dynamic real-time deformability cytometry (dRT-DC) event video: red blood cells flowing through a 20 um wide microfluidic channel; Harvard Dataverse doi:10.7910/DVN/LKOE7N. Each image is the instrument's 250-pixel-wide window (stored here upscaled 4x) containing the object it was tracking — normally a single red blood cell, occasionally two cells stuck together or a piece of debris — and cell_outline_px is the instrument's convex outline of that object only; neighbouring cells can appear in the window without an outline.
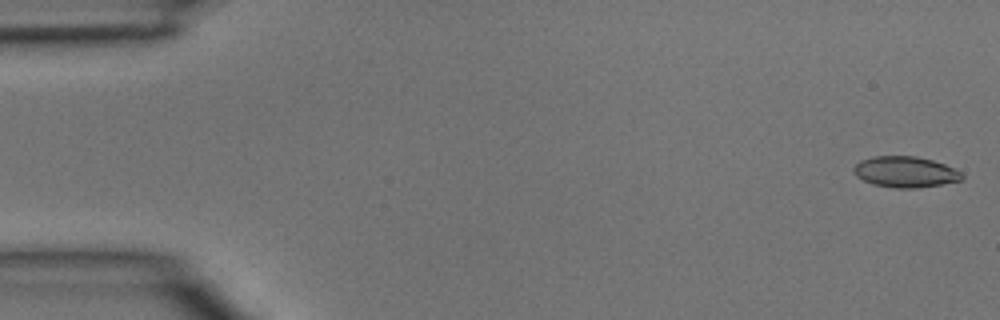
{"species": "common noctule bat (a hibernating species)", "species_latin": "Nyctalus noctula", "temperature_condition": "room temperature", "stored_images_in_passage": 44, "camera_frame_rate_fps": 3000, "um_per_image_px": 0.085, "animal": {"sex": "male", "body_mass_g": 15.6}, "frame": {"image": 1, "passage_image": 1, "time_ms": 0.0, "image_size_px": [1000, 320], "cell_outline_px": [[964, 180], [916, 188], [896, 188], [872, 184], [856, 176], [852, 168], [860, 160], [872, 156], [916, 156], [932, 160], [944, 164], [960, 172], [964, 176]], "centroid_in_image_um": [76.93, 14.61], "position_along_channel_um": 8.1, "area_um2": 19.48}}
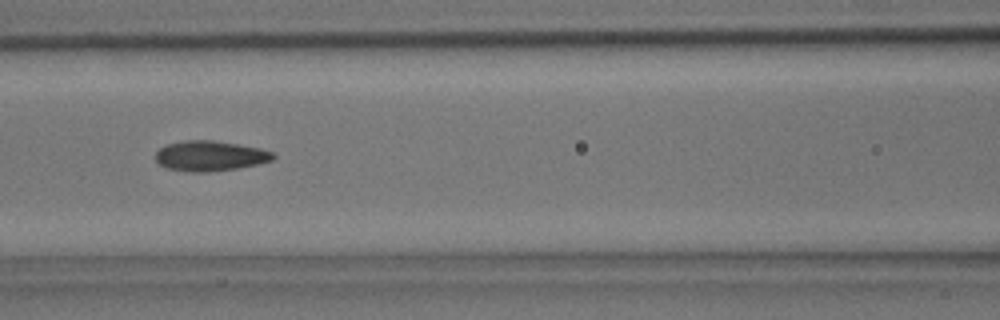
{"frame": {"image": 2, "passage_image": 19, "time_ms": 6.0, "image_size_px": [1000, 320], "cell_outline_px": [[276, 156], [272, 160], [256, 164], [236, 168], [208, 172], [192, 172], [168, 168], [160, 164], [156, 160], [156, 152], [160, 148], [168, 144], [184, 140], [212, 140], [260, 148], [272, 152]], "centroid_in_image_um": [17.85, 13.25], "position_along_channel_um": 148.8, "area_um2": 20.4}}
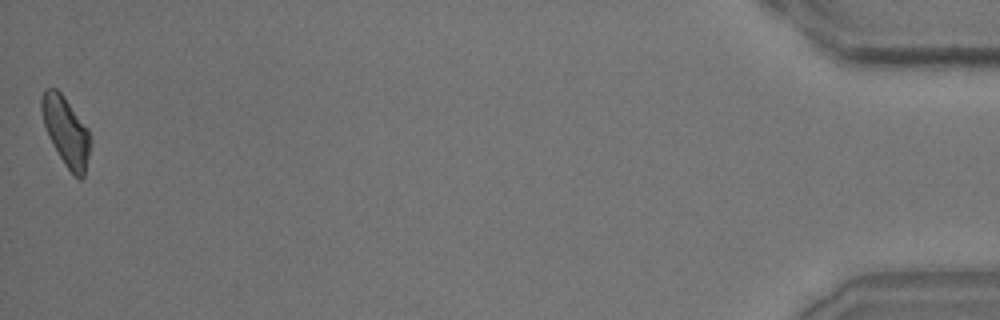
{"frame": {"image": 3, "passage_image": 44, "time_ms": 14.333, "image_size_px": [1000, 320], "cell_outline_px": [[92, 140], [84, 176], [80, 180], [64, 164], [48, 136], [44, 124], [40, 108], [40, 100], [44, 88], [56, 88], [64, 96], [88, 128]], "centroid_in_image_um": [5.61, 11.13], "position_along_channel_um": 429.6, "area_um2": 19.65}}